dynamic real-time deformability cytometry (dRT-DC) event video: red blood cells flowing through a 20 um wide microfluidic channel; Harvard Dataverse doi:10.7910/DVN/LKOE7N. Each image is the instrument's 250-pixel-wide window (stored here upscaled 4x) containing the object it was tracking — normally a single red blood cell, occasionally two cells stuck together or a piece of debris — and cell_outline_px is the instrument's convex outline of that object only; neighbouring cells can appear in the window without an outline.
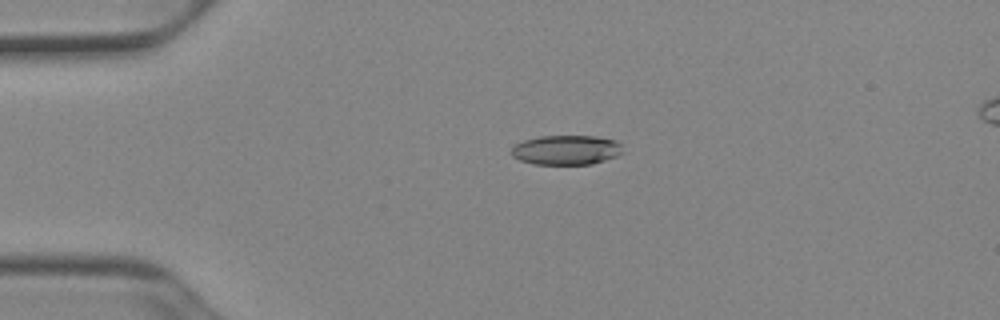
{"species": "Egyptian fruit bat (a non-hibernating species)", "species_latin": "Rousettus aegyptiacus", "temperature_condition": "cold", "stored_images_in_passage": 46, "camera_frame_rate_fps": 3000, "um_per_image_px": 0.085, "animal": {"sex": "female"}, "frame": {"image": 1, "passage_image": 6, "time_ms": 1.667, "image_size_px": [1000, 320], "cell_outline_px": [[624, 152], [616, 156], [592, 164], [532, 164], [520, 160], [512, 156], [512, 148], [516, 144], [524, 140], [540, 136], [596, 136], [616, 140], [620, 144]], "centroid_in_image_um": [48.15, 12.74], "position_along_channel_um": 36.9, "area_um2": 19.19}}
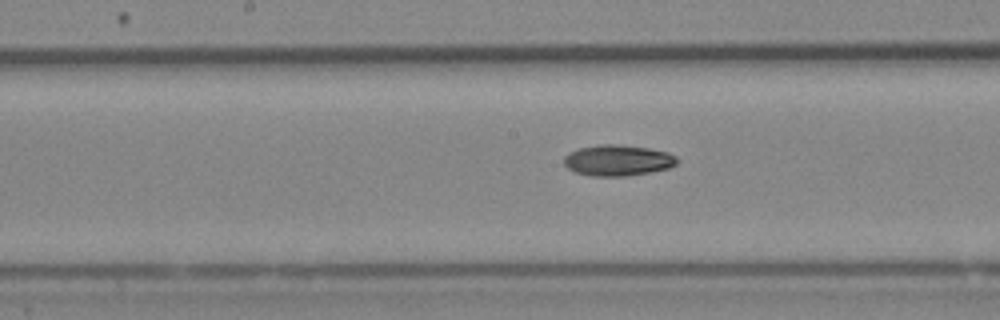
{"frame": {"image": 2, "passage_image": 21, "time_ms": 6.667, "image_size_px": [1000, 320], "cell_outline_px": [[680, 160], [676, 164], [668, 168], [652, 172], [624, 176], [592, 176], [576, 172], [568, 168], [564, 164], [564, 156], [568, 152], [580, 148], [600, 144], [616, 144], [648, 148], [668, 152], [676, 156]], "centroid_in_image_um": [52.52, 13.63], "position_along_channel_um": 195.7, "area_um2": 20.46}}
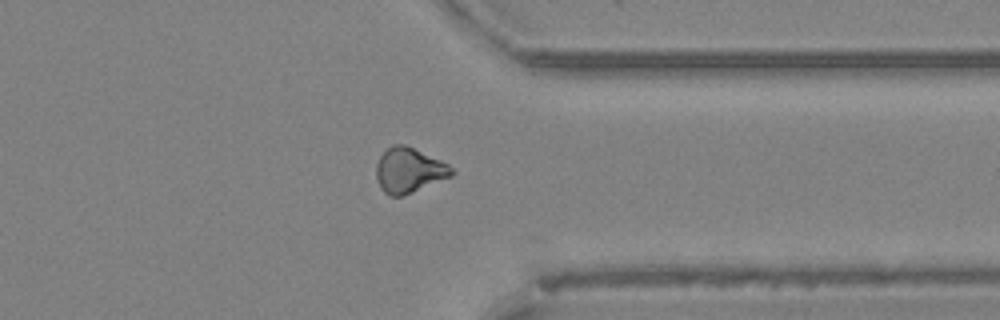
{"frame": {"image": 3, "passage_image": 35, "time_ms": 11.333, "image_size_px": [1000, 320], "cell_outline_px": [[456, 172], [452, 176], [400, 196], [388, 196], [384, 192], [376, 176], [376, 164], [380, 156], [392, 144], [404, 144], [448, 164]], "centroid_in_image_um": [34.75, 14.47], "position_along_channel_um": 376.6, "area_um2": 19.36}, "authors_computed_cell_mechanics": {"area_um2": 19.7387, "velocity_mm_per_s": 3.9422, "shape_relaxation_time_tau1_ms": 7.5896, "shape_relaxation_time_tau2_ms": null, "deformation_change_tau1": 0.1402, "deformation_change_tau2": null}}